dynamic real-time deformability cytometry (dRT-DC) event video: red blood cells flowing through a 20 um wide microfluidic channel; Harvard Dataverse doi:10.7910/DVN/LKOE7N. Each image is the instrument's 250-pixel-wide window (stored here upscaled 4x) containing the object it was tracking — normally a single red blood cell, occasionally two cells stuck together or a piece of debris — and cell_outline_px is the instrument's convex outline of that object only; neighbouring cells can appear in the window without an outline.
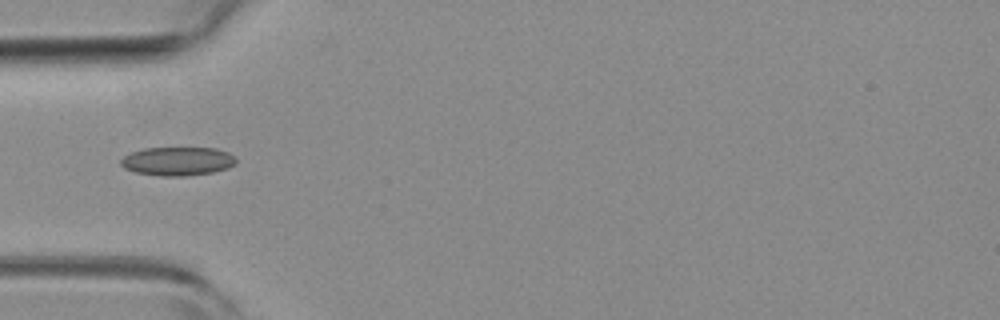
{"species": "common noctule bat (a hibernating species)", "species_latin": "Nyctalus noctula", "temperature_condition": "room temperature", "stored_images_in_passage": 2, "camera_frame_rate_fps": 3000, "um_per_image_px": 0.085, "animal": {"sex": "female", "body_mass_g": 19.3, "forearm_length_mm": 54.1}, "frame": {"image": 1, "passage_image": 1, "time_ms": 0.0, "image_size_px": [1000, 320], "cell_outline_px": [[236, 164], [228, 168], [212, 172], [184, 176], [160, 176], [136, 172], [124, 168], [120, 164], [120, 160], [124, 156], [132, 152], [144, 148], [216, 148], [228, 152], [236, 156]], "centroid_in_image_um": [15.11, 13.7], "position_along_channel_um": 69.9, "area_um2": 19.31}}
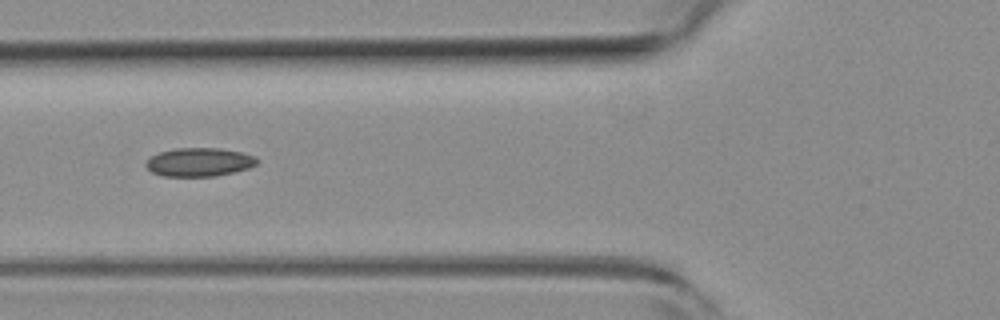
{"frame": {"image": 2, "passage_image": 2, "time_ms": 0.333, "image_size_px": [1000, 320], "cell_outline_px": [[260, 160], [256, 164], [248, 168], [216, 176], [164, 176], [152, 172], [144, 164], [152, 156], [160, 152], [176, 148], [220, 148], [240, 152], [256, 156]], "centroid_in_image_um": [16.95, 13.77], "position_along_channel_um": 108.8, "area_um2": 18.38}}